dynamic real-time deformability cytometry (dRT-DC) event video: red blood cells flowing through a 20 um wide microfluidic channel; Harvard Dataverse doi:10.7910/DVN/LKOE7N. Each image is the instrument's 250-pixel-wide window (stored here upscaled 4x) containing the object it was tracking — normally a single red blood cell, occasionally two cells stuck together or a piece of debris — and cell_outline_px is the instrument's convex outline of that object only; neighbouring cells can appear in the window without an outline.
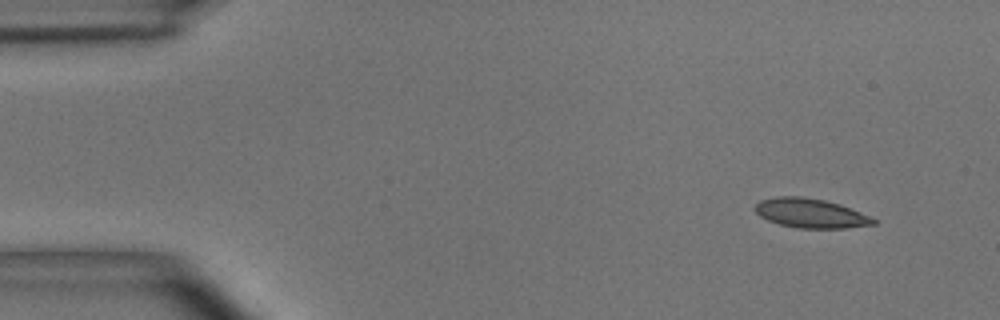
{"species": "common noctule bat (a hibernating species)", "species_latin": "Nyctalus noctula", "temperature_condition": "room temperature", "stored_images_in_passage": 5, "segment_of_instrument_passage": [1, 2], "camera_frame_rate_fps": 3000, "um_per_image_px": 0.085, "animal": {"sex": "male", "body_mass_g": 15.6}, "frame": {"image": 1, "passage_image": 1, "time_ms": 0.0, "image_size_px": [1000, 320], "cell_outline_px": [[876, 224], [844, 228], [800, 228], [780, 224], [768, 220], [760, 216], [756, 212], [756, 204], [760, 200], [776, 196], [800, 196], [824, 200], [840, 204], [872, 216], [876, 220]], "centroid_in_image_um": [68.93, 18.12], "position_along_channel_um": 16.1, "area_um2": 20.17}}
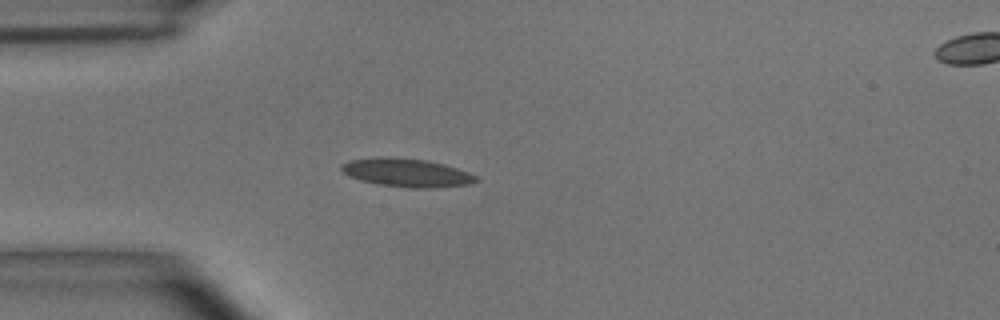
{"frame": {"image": 2, "passage_image": 4, "time_ms": 1.0, "image_size_px": [1000, 320], "cell_outline_px": [[480, 180], [468, 184], [432, 188], [412, 188], [376, 184], [360, 180], [348, 176], [340, 168], [340, 164], [348, 160], [376, 156], [392, 156], [428, 160], [444, 164], [468, 172], [476, 176]], "centroid_in_image_um": [34.51, 14.66], "position_along_channel_um": 50.5, "area_um2": 22.6}}